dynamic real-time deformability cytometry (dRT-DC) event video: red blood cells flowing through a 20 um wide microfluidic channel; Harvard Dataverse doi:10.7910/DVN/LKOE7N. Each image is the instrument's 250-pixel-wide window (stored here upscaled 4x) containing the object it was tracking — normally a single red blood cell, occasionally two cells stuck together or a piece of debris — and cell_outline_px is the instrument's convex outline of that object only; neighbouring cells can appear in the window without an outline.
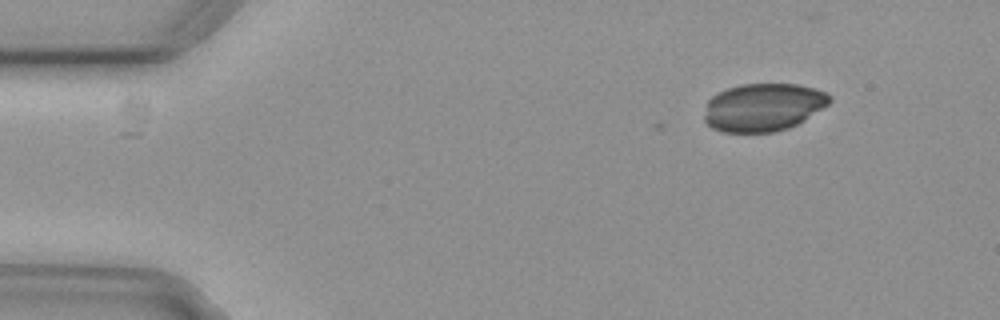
{"species": "common noctule bat (a hibernating species)", "species_latin": "Nyctalus noctula", "temperature_condition": "cold", "stored_images_in_passage": 3, "camera_frame_rate_fps": 3000, "um_per_image_px": 0.085, "animal": {"sex": "female", "body_mass_g": 29.2, "forearm_length_mm": 56.3}, "frame": {"image": 1, "passage_image": 1, "time_ms": 0.0, "image_size_px": [1000, 320], "cell_outline_px": [[832, 100], [828, 104], [804, 120], [788, 128], [772, 132], [724, 132], [712, 128], [704, 120], [704, 116], [708, 100], [712, 96], [728, 88], [740, 84], [796, 84], [816, 88], [828, 92], [832, 96]], "centroid_in_image_um": [64.89, 9.1], "position_along_channel_um": 20.1, "area_um2": 34.97}}